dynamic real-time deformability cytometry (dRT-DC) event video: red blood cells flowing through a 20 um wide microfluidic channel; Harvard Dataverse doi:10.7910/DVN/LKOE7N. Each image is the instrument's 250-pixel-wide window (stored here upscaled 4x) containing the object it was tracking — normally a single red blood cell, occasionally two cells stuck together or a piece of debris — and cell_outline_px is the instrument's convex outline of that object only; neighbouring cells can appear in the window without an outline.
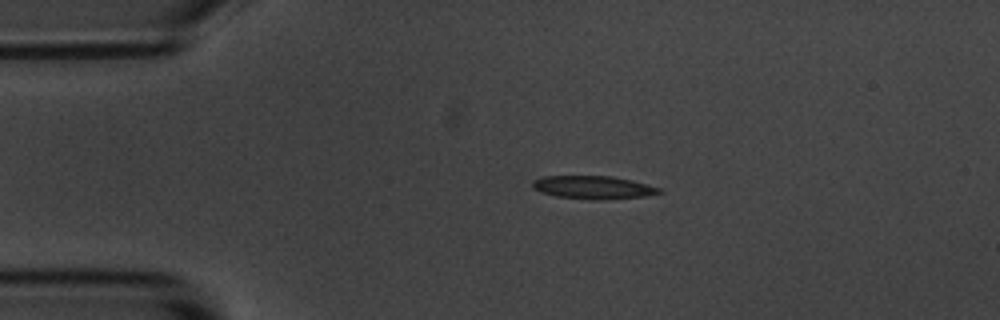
{"species": "common noctule bat (a hibernating species)", "species_latin": "Nyctalus noctula", "temperature_condition": "room temperature", "stored_images_in_passage": 4, "camera_frame_rate_fps": 3000, "um_per_image_px": 0.085, "animal": {"sex": "male", "body_mass_g": 20.1, "forearm_length_mm": 53.5}, "frame": {"image": 1, "passage_image": 3, "time_ms": 2.333, "image_size_px": [1000, 320], "cell_outline_px": [[664, 192], [644, 196], [604, 200], [592, 200], [556, 196], [540, 192], [532, 188], [532, 180], [544, 176], [612, 176], [632, 180], [660, 188]], "centroid_in_image_um": [50.4, 15.93], "position_along_channel_um": 34.6, "area_um2": 17.17}}